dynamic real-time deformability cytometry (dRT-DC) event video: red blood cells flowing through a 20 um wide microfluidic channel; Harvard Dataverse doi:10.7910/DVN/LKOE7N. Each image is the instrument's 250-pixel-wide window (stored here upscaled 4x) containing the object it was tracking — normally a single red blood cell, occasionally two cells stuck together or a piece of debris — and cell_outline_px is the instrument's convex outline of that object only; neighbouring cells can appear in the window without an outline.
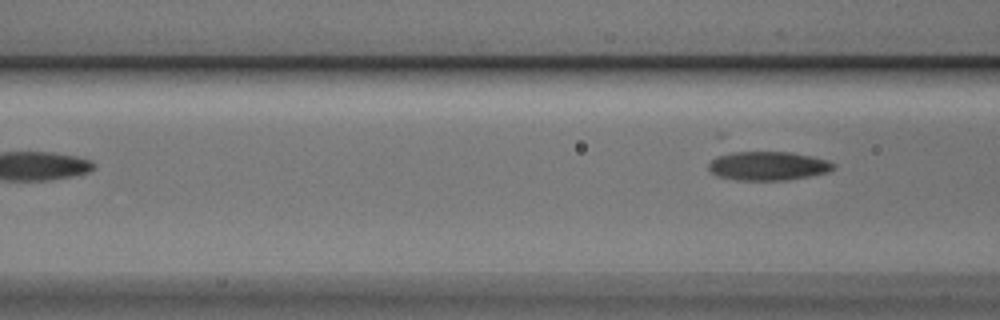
{"species": "Egyptian fruit bat (a non-hibernating species)", "species_latin": "Rousettus aegyptiacus", "temperature_condition": "cold", "stored_images_in_passage": 5, "camera_frame_rate_fps": 3000, "um_per_image_px": 0.085, "animal": {"sex": "male"}, "frame": {"image": 1, "passage_image": 5, "time_ms": 1.333, "image_size_px": [1000, 320], "cell_outline_px": [[836, 168], [828, 172], [808, 176], [784, 180], [736, 180], [716, 176], [708, 168], [708, 164], [716, 156], [724, 152], [792, 152], [812, 156], [828, 160], [836, 164]], "centroid_in_image_um": [65.27, 14.09], "position_along_channel_um": 101.3, "area_um2": 21.21}}